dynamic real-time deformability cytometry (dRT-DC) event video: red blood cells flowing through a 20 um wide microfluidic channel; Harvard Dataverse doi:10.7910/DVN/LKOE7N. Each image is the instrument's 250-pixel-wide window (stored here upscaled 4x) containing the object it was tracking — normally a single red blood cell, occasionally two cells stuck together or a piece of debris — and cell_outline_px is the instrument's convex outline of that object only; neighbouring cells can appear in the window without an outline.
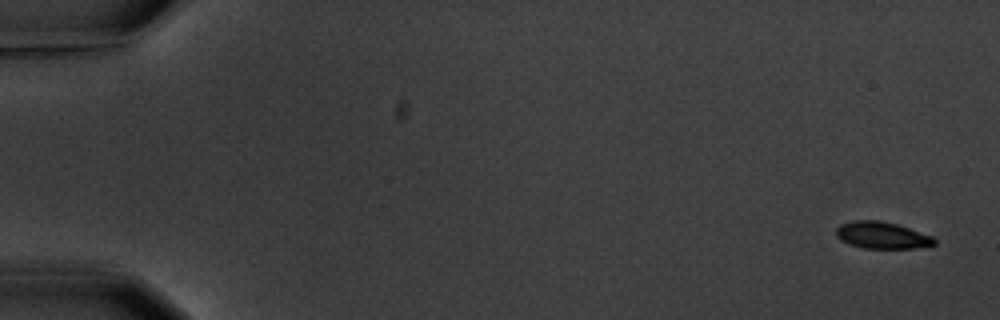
{"species": "common noctule bat (a hibernating species)", "species_latin": "Nyctalus noctula", "temperature_condition": "warm", "stored_images_in_passage": 6, "camera_frame_rate_fps": 3000, "um_per_image_px": 0.085, "animal": {"sex": "male", "body_mass_g": 20.1, "forearm_length_mm": 53.5}, "frame": {"image": 1, "passage_image": 1, "time_ms": 0.0, "image_size_px": [1000, 320], "cell_outline_px": [[936, 244], [916, 248], [864, 248], [848, 244], [840, 240], [836, 236], [836, 228], [840, 224], [852, 220], [880, 220], [896, 224], [932, 236], [936, 240]], "centroid_in_image_um": [74.93, 19.99], "position_along_channel_um": 10.1, "area_um2": 15.37}}